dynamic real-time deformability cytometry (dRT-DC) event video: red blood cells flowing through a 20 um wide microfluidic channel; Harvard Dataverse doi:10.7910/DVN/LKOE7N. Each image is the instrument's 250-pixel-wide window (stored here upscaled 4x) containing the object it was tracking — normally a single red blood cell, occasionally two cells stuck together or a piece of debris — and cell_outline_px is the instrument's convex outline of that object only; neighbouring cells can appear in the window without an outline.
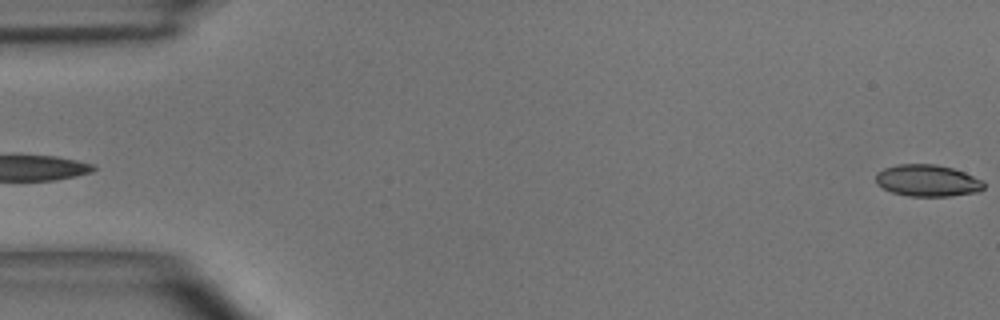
{"species": "common noctule bat (a hibernating species)", "species_latin": "Nyctalus noctula", "temperature_condition": "room temperature", "stored_images_in_passage": 50, "camera_frame_rate_fps": 3000, "um_per_image_px": 0.085, "animal": {"sex": "male", "body_mass_g": 15.6}, "frame": {"image": 1, "passage_image": 1, "time_ms": 0.0, "image_size_px": [1000, 320], "cell_outline_px": [[984, 188], [980, 192], [948, 196], [908, 196], [892, 192], [876, 184], [876, 172], [884, 168], [896, 164], [936, 164], [952, 168], [964, 172], [980, 180], [984, 184]], "centroid_in_image_um": [78.81, 15.35], "position_along_channel_um": 6.2, "area_um2": 20.0}}
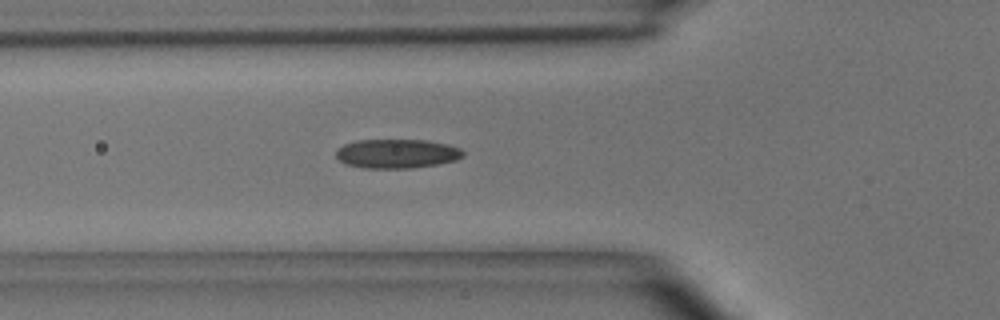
{"frame": {"image": 2, "passage_image": 18, "time_ms": 5.667, "image_size_px": [1000, 320], "cell_outline_px": [[464, 156], [456, 160], [436, 164], [412, 168], [364, 168], [344, 164], [336, 156], [336, 148], [344, 144], [356, 140], [428, 140], [448, 144], [460, 148], [464, 152]], "centroid_in_image_um": [33.72, 13.05], "position_along_channel_um": 92.1, "area_um2": 21.73}}
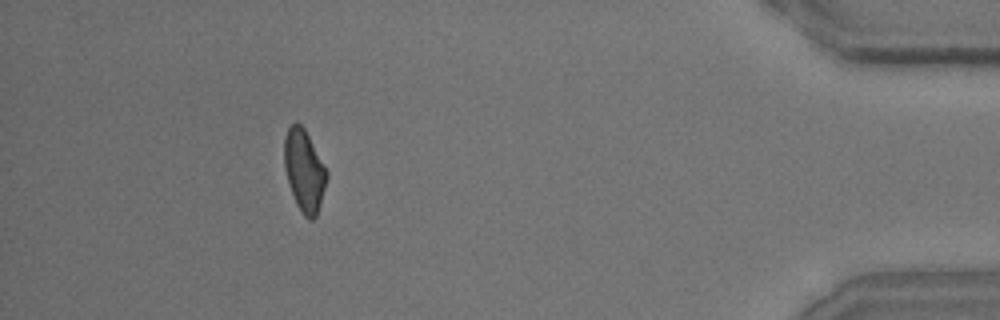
{"frame": {"image": 3, "passage_image": 46, "time_ms": 15.0, "image_size_px": [1000, 320], "cell_outline_px": [[328, 176], [320, 204], [316, 216], [312, 220], [308, 220], [304, 216], [296, 204], [284, 168], [284, 136], [288, 128], [292, 124], [300, 124], [304, 128], [328, 172]], "centroid_in_image_um": [25.85, 14.51], "position_along_channel_um": 409.3, "area_um2": 20.0}, "authors_computed_cell_mechanics": {"area_um2": 20.9236, "velocity_mm_per_s": 3.9961, "shape_relaxation_time_tau1_ms": 10.9602, "shape_relaxation_time_tau2_ms": 2.9618, "deformation_change_tau1": 0.2171, "deformation_change_tau2": 0.1052}}